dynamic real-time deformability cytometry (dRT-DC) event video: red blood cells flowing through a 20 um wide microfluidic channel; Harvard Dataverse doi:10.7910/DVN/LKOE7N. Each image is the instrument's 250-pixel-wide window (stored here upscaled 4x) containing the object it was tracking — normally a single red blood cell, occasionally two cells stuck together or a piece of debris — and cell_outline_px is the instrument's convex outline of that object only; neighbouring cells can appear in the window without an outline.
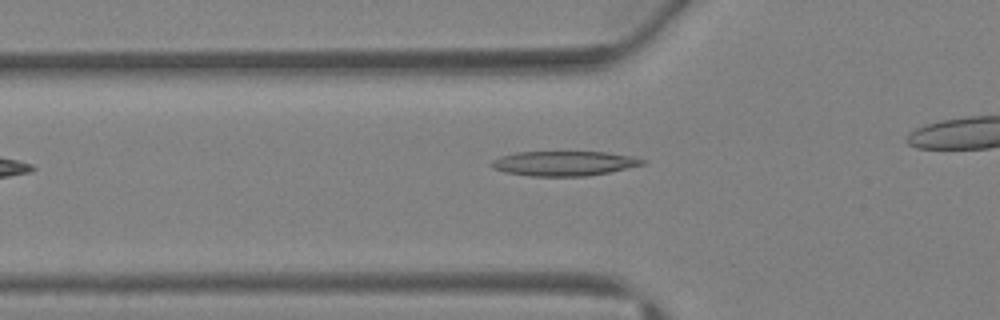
{"species": "Egyptian fruit bat (a non-hibernating species)", "species_latin": "Rousettus aegyptiacus", "temperature_condition": "warm", "stored_images_in_passage": 5, "camera_frame_rate_fps": 3000, "um_per_image_px": 0.085, "animal": {"sex": "female"}, "frame": {"image": 1, "passage_image": 3, "time_ms": 2.333, "image_size_px": [1000, 320], "cell_outline_px": [[648, 160], [644, 164], [608, 172], [588, 176], [532, 176], [504, 172], [492, 168], [488, 164], [492, 160], [500, 156], [516, 152], [608, 152], [636, 156]], "centroid_in_image_um": [47.94, 13.88], "position_along_channel_um": 77.9, "area_um2": 21.96}}